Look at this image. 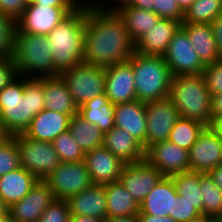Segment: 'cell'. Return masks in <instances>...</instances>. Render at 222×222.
Here are the masks:
<instances>
[{"label": "cell", "instance_id": "ffe728a7", "mask_svg": "<svg viewBox=\"0 0 222 222\" xmlns=\"http://www.w3.org/2000/svg\"><path fill=\"white\" fill-rule=\"evenodd\" d=\"M66 202L70 215L107 220L105 185L92 184L89 188L71 196Z\"/></svg>", "mask_w": 222, "mask_h": 222}, {"label": "cell", "instance_id": "30bf717a", "mask_svg": "<svg viewBox=\"0 0 222 222\" xmlns=\"http://www.w3.org/2000/svg\"><path fill=\"white\" fill-rule=\"evenodd\" d=\"M162 57L173 76L199 75L206 67L193 49L187 32L181 26L174 33Z\"/></svg>", "mask_w": 222, "mask_h": 222}, {"label": "cell", "instance_id": "7dc6e473", "mask_svg": "<svg viewBox=\"0 0 222 222\" xmlns=\"http://www.w3.org/2000/svg\"><path fill=\"white\" fill-rule=\"evenodd\" d=\"M211 25L218 52L222 56V12L216 17Z\"/></svg>", "mask_w": 222, "mask_h": 222}, {"label": "cell", "instance_id": "484cf974", "mask_svg": "<svg viewBox=\"0 0 222 222\" xmlns=\"http://www.w3.org/2000/svg\"><path fill=\"white\" fill-rule=\"evenodd\" d=\"M44 109L70 117L78 114V106L60 76L43 78Z\"/></svg>", "mask_w": 222, "mask_h": 222}, {"label": "cell", "instance_id": "4316f807", "mask_svg": "<svg viewBox=\"0 0 222 222\" xmlns=\"http://www.w3.org/2000/svg\"><path fill=\"white\" fill-rule=\"evenodd\" d=\"M38 182V179L26 169H18L0 176V197L9 208L22 200Z\"/></svg>", "mask_w": 222, "mask_h": 222}, {"label": "cell", "instance_id": "ac0fdd59", "mask_svg": "<svg viewBox=\"0 0 222 222\" xmlns=\"http://www.w3.org/2000/svg\"><path fill=\"white\" fill-rule=\"evenodd\" d=\"M83 161L92 183L99 185L119 181L123 166L126 164L103 146L85 152Z\"/></svg>", "mask_w": 222, "mask_h": 222}, {"label": "cell", "instance_id": "f546056e", "mask_svg": "<svg viewBox=\"0 0 222 222\" xmlns=\"http://www.w3.org/2000/svg\"><path fill=\"white\" fill-rule=\"evenodd\" d=\"M116 12L123 19L127 31L135 43L161 18L153 11L127 5L121 6Z\"/></svg>", "mask_w": 222, "mask_h": 222}, {"label": "cell", "instance_id": "c3c4849f", "mask_svg": "<svg viewBox=\"0 0 222 222\" xmlns=\"http://www.w3.org/2000/svg\"><path fill=\"white\" fill-rule=\"evenodd\" d=\"M211 117L212 123L222 116V93L211 95Z\"/></svg>", "mask_w": 222, "mask_h": 222}, {"label": "cell", "instance_id": "603a6c76", "mask_svg": "<svg viewBox=\"0 0 222 222\" xmlns=\"http://www.w3.org/2000/svg\"><path fill=\"white\" fill-rule=\"evenodd\" d=\"M70 119L69 115L43 109L23 134L35 140L52 142L60 133L69 130Z\"/></svg>", "mask_w": 222, "mask_h": 222}, {"label": "cell", "instance_id": "be15d7a7", "mask_svg": "<svg viewBox=\"0 0 222 222\" xmlns=\"http://www.w3.org/2000/svg\"><path fill=\"white\" fill-rule=\"evenodd\" d=\"M217 222H222V218L217 219Z\"/></svg>", "mask_w": 222, "mask_h": 222}, {"label": "cell", "instance_id": "5bb4252c", "mask_svg": "<svg viewBox=\"0 0 222 222\" xmlns=\"http://www.w3.org/2000/svg\"><path fill=\"white\" fill-rule=\"evenodd\" d=\"M188 154L190 171L208 173L222 164V137L211 126L206 127Z\"/></svg>", "mask_w": 222, "mask_h": 222}, {"label": "cell", "instance_id": "9c48e42d", "mask_svg": "<svg viewBox=\"0 0 222 222\" xmlns=\"http://www.w3.org/2000/svg\"><path fill=\"white\" fill-rule=\"evenodd\" d=\"M44 181L59 200H67L93 184L84 161L61 162Z\"/></svg>", "mask_w": 222, "mask_h": 222}, {"label": "cell", "instance_id": "f1b7e54d", "mask_svg": "<svg viewBox=\"0 0 222 222\" xmlns=\"http://www.w3.org/2000/svg\"><path fill=\"white\" fill-rule=\"evenodd\" d=\"M107 219L139 213V204L120 181L105 184Z\"/></svg>", "mask_w": 222, "mask_h": 222}, {"label": "cell", "instance_id": "277c9868", "mask_svg": "<svg viewBox=\"0 0 222 222\" xmlns=\"http://www.w3.org/2000/svg\"><path fill=\"white\" fill-rule=\"evenodd\" d=\"M50 48L46 35L21 33L15 29L12 57L18 76L38 79L59 76Z\"/></svg>", "mask_w": 222, "mask_h": 222}, {"label": "cell", "instance_id": "91938a15", "mask_svg": "<svg viewBox=\"0 0 222 222\" xmlns=\"http://www.w3.org/2000/svg\"><path fill=\"white\" fill-rule=\"evenodd\" d=\"M196 222H217V219L216 218H206V217H203L202 219L196 221Z\"/></svg>", "mask_w": 222, "mask_h": 222}, {"label": "cell", "instance_id": "680465c9", "mask_svg": "<svg viewBox=\"0 0 222 222\" xmlns=\"http://www.w3.org/2000/svg\"><path fill=\"white\" fill-rule=\"evenodd\" d=\"M0 215H8V207L5 205L1 197H0Z\"/></svg>", "mask_w": 222, "mask_h": 222}, {"label": "cell", "instance_id": "d6a6232c", "mask_svg": "<svg viewBox=\"0 0 222 222\" xmlns=\"http://www.w3.org/2000/svg\"><path fill=\"white\" fill-rule=\"evenodd\" d=\"M200 191L203 200V217L222 218V190L208 173L200 176Z\"/></svg>", "mask_w": 222, "mask_h": 222}, {"label": "cell", "instance_id": "9a60e30c", "mask_svg": "<svg viewBox=\"0 0 222 222\" xmlns=\"http://www.w3.org/2000/svg\"><path fill=\"white\" fill-rule=\"evenodd\" d=\"M145 160L167 177L190 171L188 150L169 140L150 146L145 151Z\"/></svg>", "mask_w": 222, "mask_h": 222}, {"label": "cell", "instance_id": "8992f818", "mask_svg": "<svg viewBox=\"0 0 222 222\" xmlns=\"http://www.w3.org/2000/svg\"><path fill=\"white\" fill-rule=\"evenodd\" d=\"M128 61L132 64L138 101L168 98L173 75L162 56L134 52Z\"/></svg>", "mask_w": 222, "mask_h": 222}, {"label": "cell", "instance_id": "f907efd6", "mask_svg": "<svg viewBox=\"0 0 222 222\" xmlns=\"http://www.w3.org/2000/svg\"><path fill=\"white\" fill-rule=\"evenodd\" d=\"M154 0H129L126 4L127 6H132L135 8L144 9L147 11H153V2Z\"/></svg>", "mask_w": 222, "mask_h": 222}, {"label": "cell", "instance_id": "7a4b0ae2", "mask_svg": "<svg viewBox=\"0 0 222 222\" xmlns=\"http://www.w3.org/2000/svg\"><path fill=\"white\" fill-rule=\"evenodd\" d=\"M43 109V78L18 76L0 91V123L11 137L23 134Z\"/></svg>", "mask_w": 222, "mask_h": 222}, {"label": "cell", "instance_id": "7bdbcfd3", "mask_svg": "<svg viewBox=\"0 0 222 222\" xmlns=\"http://www.w3.org/2000/svg\"><path fill=\"white\" fill-rule=\"evenodd\" d=\"M17 77L13 57H0V91Z\"/></svg>", "mask_w": 222, "mask_h": 222}, {"label": "cell", "instance_id": "d6986e66", "mask_svg": "<svg viewBox=\"0 0 222 222\" xmlns=\"http://www.w3.org/2000/svg\"><path fill=\"white\" fill-rule=\"evenodd\" d=\"M181 23L173 19L160 18L145 35L135 43V52L142 55L163 56Z\"/></svg>", "mask_w": 222, "mask_h": 222}, {"label": "cell", "instance_id": "f6af8a7d", "mask_svg": "<svg viewBox=\"0 0 222 222\" xmlns=\"http://www.w3.org/2000/svg\"><path fill=\"white\" fill-rule=\"evenodd\" d=\"M128 2L129 0H83L87 7L100 11H117Z\"/></svg>", "mask_w": 222, "mask_h": 222}, {"label": "cell", "instance_id": "cb8c5ba5", "mask_svg": "<svg viewBox=\"0 0 222 222\" xmlns=\"http://www.w3.org/2000/svg\"><path fill=\"white\" fill-rule=\"evenodd\" d=\"M174 196H177L174 181L172 177L164 176L139 204L138 214L170 216L173 213Z\"/></svg>", "mask_w": 222, "mask_h": 222}, {"label": "cell", "instance_id": "bcb514c9", "mask_svg": "<svg viewBox=\"0 0 222 222\" xmlns=\"http://www.w3.org/2000/svg\"><path fill=\"white\" fill-rule=\"evenodd\" d=\"M83 0H35V4L56 8H77Z\"/></svg>", "mask_w": 222, "mask_h": 222}, {"label": "cell", "instance_id": "9f6ffc18", "mask_svg": "<svg viewBox=\"0 0 222 222\" xmlns=\"http://www.w3.org/2000/svg\"><path fill=\"white\" fill-rule=\"evenodd\" d=\"M196 0H177L180 9L185 13Z\"/></svg>", "mask_w": 222, "mask_h": 222}, {"label": "cell", "instance_id": "4dcf8cb0", "mask_svg": "<svg viewBox=\"0 0 222 222\" xmlns=\"http://www.w3.org/2000/svg\"><path fill=\"white\" fill-rule=\"evenodd\" d=\"M69 131L84 152L103 146L104 133L79 114L71 117Z\"/></svg>", "mask_w": 222, "mask_h": 222}, {"label": "cell", "instance_id": "7402d4cb", "mask_svg": "<svg viewBox=\"0 0 222 222\" xmlns=\"http://www.w3.org/2000/svg\"><path fill=\"white\" fill-rule=\"evenodd\" d=\"M103 147L126 164L145 160V149L128 131L113 127L104 134Z\"/></svg>", "mask_w": 222, "mask_h": 222}, {"label": "cell", "instance_id": "e575fe53", "mask_svg": "<svg viewBox=\"0 0 222 222\" xmlns=\"http://www.w3.org/2000/svg\"><path fill=\"white\" fill-rule=\"evenodd\" d=\"M222 12V0H196L184 13L182 23L212 24Z\"/></svg>", "mask_w": 222, "mask_h": 222}, {"label": "cell", "instance_id": "db71d44e", "mask_svg": "<svg viewBox=\"0 0 222 222\" xmlns=\"http://www.w3.org/2000/svg\"><path fill=\"white\" fill-rule=\"evenodd\" d=\"M108 222H138L137 215L119 216L107 219Z\"/></svg>", "mask_w": 222, "mask_h": 222}, {"label": "cell", "instance_id": "60d3db41", "mask_svg": "<svg viewBox=\"0 0 222 222\" xmlns=\"http://www.w3.org/2000/svg\"><path fill=\"white\" fill-rule=\"evenodd\" d=\"M202 75L211 95L222 93V58L213 64L207 65Z\"/></svg>", "mask_w": 222, "mask_h": 222}, {"label": "cell", "instance_id": "ba28073f", "mask_svg": "<svg viewBox=\"0 0 222 222\" xmlns=\"http://www.w3.org/2000/svg\"><path fill=\"white\" fill-rule=\"evenodd\" d=\"M19 150L20 167L32 173L38 180H44L61 163L52 142L35 140L18 134L12 136Z\"/></svg>", "mask_w": 222, "mask_h": 222}, {"label": "cell", "instance_id": "52a82bcc", "mask_svg": "<svg viewBox=\"0 0 222 222\" xmlns=\"http://www.w3.org/2000/svg\"><path fill=\"white\" fill-rule=\"evenodd\" d=\"M78 106L105 93V67L81 62L71 69L64 70L59 75Z\"/></svg>", "mask_w": 222, "mask_h": 222}, {"label": "cell", "instance_id": "3957f363", "mask_svg": "<svg viewBox=\"0 0 222 222\" xmlns=\"http://www.w3.org/2000/svg\"><path fill=\"white\" fill-rule=\"evenodd\" d=\"M86 11L87 6L82 2L46 35L59 73L83 62Z\"/></svg>", "mask_w": 222, "mask_h": 222}, {"label": "cell", "instance_id": "b9f144b4", "mask_svg": "<svg viewBox=\"0 0 222 222\" xmlns=\"http://www.w3.org/2000/svg\"><path fill=\"white\" fill-rule=\"evenodd\" d=\"M153 12L161 18H168L183 22L184 12L180 9L177 0H154Z\"/></svg>", "mask_w": 222, "mask_h": 222}, {"label": "cell", "instance_id": "2e32d148", "mask_svg": "<svg viewBox=\"0 0 222 222\" xmlns=\"http://www.w3.org/2000/svg\"><path fill=\"white\" fill-rule=\"evenodd\" d=\"M164 176L146 160L123 166L119 181L140 204Z\"/></svg>", "mask_w": 222, "mask_h": 222}, {"label": "cell", "instance_id": "83f0119b", "mask_svg": "<svg viewBox=\"0 0 222 222\" xmlns=\"http://www.w3.org/2000/svg\"><path fill=\"white\" fill-rule=\"evenodd\" d=\"M78 114L104 134L114 127L115 105L108 100L105 93L80 106Z\"/></svg>", "mask_w": 222, "mask_h": 222}, {"label": "cell", "instance_id": "6125c7cd", "mask_svg": "<svg viewBox=\"0 0 222 222\" xmlns=\"http://www.w3.org/2000/svg\"><path fill=\"white\" fill-rule=\"evenodd\" d=\"M34 2H35V0H24L25 5H29V4H32Z\"/></svg>", "mask_w": 222, "mask_h": 222}, {"label": "cell", "instance_id": "d590c367", "mask_svg": "<svg viewBox=\"0 0 222 222\" xmlns=\"http://www.w3.org/2000/svg\"><path fill=\"white\" fill-rule=\"evenodd\" d=\"M52 145L61 162H81L84 160L85 152L72 137L69 130L60 133L52 141Z\"/></svg>", "mask_w": 222, "mask_h": 222}, {"label": "cell", "instance_id": "74e56055", "mask_svg": "<svg viewBox=\"0 0 222 222\" xmlns=\"http://www.w3.org/2000/svg\"><path fill=\"white\" fill-rule=\"evenodd\" d=\"M16 22L0 14V57H11L14 50Z\"/></svg>", "mask_w": 222, "mask_h": 222}, {"label": "cell", "instance_id": "d4e9b609", "mask_svg": "<svg viewBox=\"0 0 222 222\" xmlns=\"http://www.w3.org/2000/svg\"><path fill=\"white\" fill-rule=\"evenodd\" d=\"M181 27L187 32L193 49L205 66L222 58L216 46L211 24L181 23Z\"/></svg>", "mask_w": 222, "mask_h": 222}, {"label": "cell", "instance_id": "6f0895ef", "mask_svg": "<svg viewBox=\"0 0 222 222\" xmlns=\"http://www.w3.org/2000/svg\"><path fill=\"white\" fill-rule=\"evenodd\" d=\"M11 136L6 132L5 128L0 123V145L7 141Z\"/></svg>", "mask_w": 222, "mask_h": 222}, {"label": "cell", "instance_id": "11a10c76", "mask_svg": "<svg viewBox=\"0 0 222 222\" xmlns=\"http://www.w3.org/2000/svg\"><path fill=\"white\" fill-rule=\"evenodd\" d=\"M211 127L222 137V116L218 117L211 125Z\"/></svg>", "mask_w": 222, "mask_h": 222}, {"label": "cell", "instance_id": "ee69618b", "mask_svg": "<svg viewBox=\"0 0 222 222\" xmlns=\"http://www.w3.org/2000/svg\"><path fill=\"white\" fill-rule=\"evenodd\" d=\"M25 7L24 0H0V14L15 22L23 14Z\"/></svg>", "mask_w": 222, "mask_h": 222}, {"label": "cell", "instance_id": "ab89813d", "mask_svg": "<svg viewBox=\"0 0 222 222\" xmlns=\"http://www.w3.org/2000/svg\"><path fill=\"white\" fill-rule=\"evenodd\" d=\"M70 216L66 200L56 199L46 208L37 222H69Z\"/></svg>", "mask_w": 222, "mask_h": 222}, {"label": "cell", "instance_id": "816d5d0a", "mask_svg": "<svg viewBox=\"0 0 222 222\" xmlns=\"http://www.w3.org/2000/svg\"><path fill=\"white\" fill-rule=\"evenodd\" d=\"M209 176L213 179L215 184L222 190V164L216 166L208 172Z\"/></svg>", "mask_w": 222, "mask_h": 222}, {"label": "cell", "instance_id": "6da1fadb", "mask_svg": "<svg viewBox=\"0 0 222 222\" xmlns=\"http://www.w3.org/2000/svg\"><path fill=\"white\" fill-rule=\"evenodd\" d=\"M135 52V42L116 11L87 7L83 62L108 67L127 62Z\"/></svg>", "mask_w": 222, "mask_h": 222}, {"label": "cell", "instance_id": "681fc988", "mask_svg": "<svg viewBox=\"0 0 222 222\" xmlns=\"http://www.w3.org/2000/svg\"><path fill=\"white\" fill-rule=\"evenodd\" d=\"M138 222H177L170 216L158 217L148 214H137Z\"/></svg>", "mask_w": 222, "mask_h": 222}, {"label": "cell", "instance_id": "e0dca14e", "mask_svg": "<svg viewBox=\"0 0 222 222\" xmlns=\"http://www.w3.org/2000/svg\"><path fill=\"white\" fill-rule=\"evenodd\" d=\"M105 94L112 104L136 100L132 64L127 61L105 67Z\"/></svg>", "mask_w": 222, "mask_h": 222}, {"label": "cell", "instance_id": "7c38bea8", "mask_svg": "<svg viewBox=\"0 0 222 222\" xmlns=\"http://www.w3.org/2000/svg\"><path fill=\"white\" fill-rule=\"evenodd\" d=\"M75 9L39 6L35 3L26 5L16 21V29L21 33L47 35Z\"/></svg>", "mask_w": 222, "mask_h": 222}, {"label": "cell", "instance_id": "836d02e7", "mask_svg": "<svg viewBox=\"0 0 222 222\" xmlns=\"http://www.w3.org/2000/svg\"><path fill=\"white\" fill-rule=\"evenodd\" d=\"M206 127L199 121L180 117L171 129L168 140L189 151Z\"/></svg>", "mask_w": 222, "mask_h": 222}, {"label": "cell", "instance_id": "f5cc1de1", "mask_svg": "<svg viewBox=\"0 0 222 222\" xmlns=\"http://www.w3.org/2000/svg\"><path fill=\"white\" fill-rule=\"evenodd\" d=\"M103 219L89 217V216H80V215H71L69 222H103Z\"/></svg>", "mask_w": 222, "mask_h": 222}, {"label": "cell", "instance_id": "8d00e7d4", "mask_svg": "<svg viewBox=\"0 0 222 222\" xmlns=\"http://www.w3.org/2000/svg\"><path fill=\"white\" fill-rule=\"evenodd\" d=\"M20 167L19 150L16 141L10 137L0 145V176Z\"/></svg>", "mask_w": 222, "mask_h": 222}, {"label": "cell", "instance_id": "f35d334b", "mask_svg": "<svg viewBox=\"0 0 222 222\" xmlns=\"http://www.w3.org/2000/svg\"><path fill=\"white\" fill-rule=\"evenodd\" d=\"M170 217L177 222H196L203 218L202 214L179 194L174 196L173 213Z\"/></svg>", "mask_w": 222, "mask_h": 222}, {"label": "cell", "instance_id": "1f68e13d", "mask_svg": "<svg viewBox=\"0 0 222 222\" xmlns=\"http://www.w3.org/2000/svg\"><path fill=\"white\" fill-rule=\"evenodd\" d=\"M202 172L186 171L172 175L177 194L185 198L203 216V200L200 191Z\"/></svg>", "mask_w": 222, "mask_h": 222}, {"label": "cell", "instance_id": "8fae6325", "mask_svg": "<svg viewBox=\"0 0 222 222\" xmlns=\"http://www.w3.org/2000/svg\"><path fill=\"white\" fill-rule=\"evenodd\" d=\"M145 112L147 126L146 151L150 146L168 140L170 131L180 115L169 98L145 102Z\"/></svg>", "mask_w": 222, "mask_h": 222}, {"label": "cell", "instance_id": "4fadbf2b", "mask_svg": "<svg viewBox=\"0 0 222 222\" xmlns=\"http://www.w3.org/2000/svg\"><path fill=\"white\" fill-rule=\"evenodd\" d=\"M56 200L44 180H38L30 192L8 208L9 222H37L46 208Z\"/></svg>", "mask_w": 222, "mask_h": 222}, {"label": "cell", "instance_id": "5b68a950", "mask_svg": "<svg viewBox=\"0 0 222 222\" xmlns=\"http://www.w3.org/2000/svg\"><path fill=\"white\" fill-rule=\"evenodd\" d=\"M168 98L180 117L199 121L207 127L212 125L211 94L202 74L173 76Z\"/></svg>", "mask_w": 222, "mask_h": 222}, {"label": "cell", "instance_id": "44dd1931", "mask_svg": "<svg viewBox=\"0 0 222 222\" xmlns=\"http://www.w3.org/2000/svg\"><path fill=\"white\" fill-rule=\"evenodd\" d=\"M114 126L128 131L145 149L147 133L145 102L136 99L115 104Z\"/></svg>", "mask_w": 222, "mask_h": 222}, {"label": "cell", "instance_id": "94428289", "mask_svg": "<svg viewBox=\"0 0 222 222\" xmlns=\"http://www.w3.org/2000/svg\"><path fill=\"white\" fill-rule=\"evenodd\" d=\"M0 222H9L8 215H0Z\"/></svg>", "mask_w": 222, "mask_h": 222}]
</instances>
